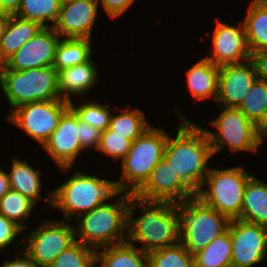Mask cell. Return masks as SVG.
I'll use <instances>...</instances> for the list:
<instances>
[{
	"mask_svg": "<svg viewBox=\"0 0 267 267\" xmlns=\"http://www.w3.org/2000/svg\"><path fill=\"white\" fill-rule=\"evenodd\" d=\"M62 1L22 0L14 15L25 20L38 22L43 27H52L57 21Z\"/></svg>",
	"mask_w": 267,
	"mask_h": 267,
	"instance_id": "cell-29",
	"label": "cell"
},
{
	"mask_svg": "<svg viewBox=\"0 0 267 267\" xmlns=\"http://www.w3.org/2000/svg\"><path fill=\"white\" fill-rule=\"evenodd\" d=\"M221 107L216 120L211 121L218 131L204 129L211 144L213 155L223 148L230 151H248L256 153L260 147V129L238 109Z\"/></svg>",
	"mask_w": 267,
	"mask_h": 267,
	"instance_id": "cell-9",
	"label": "cell"
},
{
	"mask_svg": "<svg viewBox=\"0 0 267 267\" xmlns=\"http://www.w3.org/2000/svg\"><path fill=\"white\" fill-rule=\"evenodd\" d=\"M250 54V60L255 66L257 79L267 82V50H260Z\"/></svg>",
	"mask_w": 267,
	"mask_h": 267,
	"instance_id": "cell-39",
	"label": "cell"
},
{
	"mask_svg": "<svg viewBox=\"0 0 267 267\" xmlns=\"http://www.w3.org/2000/svg\"><path fill=\"white\" fill-rule=\"evenodd\" d=\"M30 165L26 160H20L17 157L12 160L11 171L7 172L10 189L20 192L30 199L36 206L41 196V174Z\"/></svg>",
	"mask_w": 267,
	"mask_h": 267,
	"instance_id": "cell-24",
	"label": "cell"
},
{
	"mask_svg": "<svg viewBox=\"0 0 267 267\" xmlns=\"http://www.w3.org/2000/svg\"><path fill=\"white\" fill-rule=\"evenodd\" d=\"M179 242L194 255L228 231L231 219L206 205L196 195L177 203Z\"/></svg>",
	"mask_w": 267,
	"mask_h": 267,
	"instance_id": "cell-5",
	"label": "cell"
},
{
	"mask_svg": "<svg viewBox=\"0 0 267 267\" xmlns=\"http://www.w3.org/2000/svg\"><path fill=\"white\" fill-rule=\"evenodd\" d=\"M69 108L67 100L37 101L10 111L7 120L43 146Z\"/></svg>",
	"mask_w": 267,
	"mask_h": 267,
	"instance_id": "cell-11",
	"label": "cell"
},
{
	"mask_svg": "<svg viewBox=\"0 0 267 267\" xmlns=\"http://www.w3.org/2000/svg\"><path fill=\"white\" fill-rule=\"evenodd\" d=\"M132 142L133 141L123 138L119 134H116L107 128L101 133L97 150L118 162L120 159L122 161L123 158L128 154Z\"/></svg>",
	"mask_w": 267,
	"mask_h": 267,
	"instance_id": "cell-35",
	"label": "cell"
},
{
	"mask_svg": "<svg viewBox=\"0 0 267 267\" xmlns=\"http://www.w3.org/2000/svg\"><path fill=\"white\" fill-rule=\"evenodd\" d=\"M148 267H194V257L179 242L149 252Z\"/></svg>",
	"mask_w": 267,
	"mask_h": 267,
	"instance_id": "cell-33",
	"label": "cell"
},
{
	"mask_svg": "<svg viewBox=\"0 0 267 267\" xmlns=\"http://www.w3.org/2000/svg\"><path fill=\"white\" fill-rule=\"evenodd\" d=\"M80 120L69 108L61 117L58 126L42 146L63 172H68L84 152L79 141Z\"/></svg>",
	"mask_w": 267,
	"mask_h": 267,
	"instance_id": "cell-13",
	"label": "cell"
},
{
	"mask_svg": "<svg viewBox=\"0 0 267 267\" xmlns=\"http://www.w3.org/2000/svg\"><path fill=\"white\" fill-rule=\"evenodd\" d=\"M267 139V122L260 128V144Z\"/></svg>",
	"mask_w": 267,
	"mask_h": 267,
	"instance_id": "cell-44",
	"label": "cell"
},
{
	"mask_svg": "<svg viewBox=\"0 0 267 267\" xmlns=\"http://www.w3.org/2000/svg\"><path fill=\"white\" fill-rule=\"evenodd\" d=\"M22 0H0V12L7 15H14Z\"/></svg>",
	"mask_w": 267,
	"mask_h": 267,
	"instance_id": "cell-41",
	"label": "cell"
},
{
	"mask_svg": "<svg viewBox=\"0 0 267 267\" xmlns=\"http://www.w3.org/2000/svg\"><path fill=\"white\" fill-rule=\"evenodd\" d=\"M8 15L0 12V39L7 21Z\"/></svg>",
	"mask_w": 267,
	"mask_h": 267,
	"instance_id": "cell-43",
	"label": "cell"
},
{
	"mask_svg": "<svg viewBox=\"0 0 267 267\" xmlns=\"http://www.w3.org/2000/svg\"><path fill=\"white\" fill-rule=\"evenodd\" d=\"M238 109L260 129L267 122V82L256 79Z\"/></svg>",
	"mask_w": 267,
	"mask_h": 267,
	"instance_id": "cell-30",
	"label": "cell"
},
{
	"mask_svg": "<svg viewBox=\"0 0 267 267\" xmlns=\"http://www.w3.org/2000/svg\"><path fill=\"white\" fill-rule=\"evenodd\" d=\"M91 40L61 38L56 48L53 67L60 71L89 61L93 58Z\"/></svg>",
	"mask_w": 267,
	"mask_h": 267,
	"instance_id": "cell-26",
	"label": "cell"
},
{
	"mask_svg": "<svg viewBox=\"0 0 267 267\" xmlns=\"http://www.w3.org/2000/svg\"><path fill=\"white\" fill-rule=\"evenodd\" d=\"M82 101L83 102L78 103V105H75L72 100L69 101L70 108L78 116L79 120L102 132L109 128L113 110L112 107L107 104L104 105V103L102 104L101 101L89 102L84 99Z\"/></svg>",
	"mask_w": 267,
	"mask_h": 267,
	"instance_id": "cell-32",
	"label": "cell"
},
{
	"mask_svg": "<svg viewBox=\"0 0 267 267\" xmlns=\"http://www.w3.org/2000/svg\"><path fill=\"white\" fill-rule=\"evenodd\" d=\"M34 207L36 205L30 199L11 189L0 199V214L15 222L24 231L28 228L24 222L32 216Z\"/></svg>",
	"mask_w": 267,
	"mask_h": 267,
	"instance_id": "cell-31",
	"label": "cell"
},
{
	"mask_svg": "<svg viewBox=\"0 0 267 267\" xmlns=\"http://www.w3.org/2000/svg\"><path fill=\"white\" fill-rule=\"evenodd\" d=\"M220 67L207 58H201L186 71V82L194 100L204 101L218 96Z\"/></svg>",
	"mask_w": 267,
	"mask_h": 267,
	"instance_id": "cell-20",
	"label": "cell"
},
{
	"mask_svg": "<svg viewBox=\"0 0 267 267\" xmlns=\"http://www.w3.org/2000/svg\"><path fill=\"white\" fill-rule=\"evenodd\" d=\"M99 8L97 0H63L52 28L61 38L91 39Z\"/></svg>",
	"mask_w": 267,
	"mask_h": 267,
	"instance_id": "cell-16",
	"label": "cell"
},
{
	"mask_svg": "<svg viewBox=\"0 0 267 267\" xmlns=\"http://www.w3.org/2000/svg\"><path fill=\"white\" fill-rule=\"evenodd\" d=\"M123 192L117 180H107L76 169L62 185L48 191V199L44 198V201L48 200L49 207L62 211L63 220L70 222L73 216L76 219L97 206L111 203Z\"/></svg>",
	"mask_w": 267,
	"mask_h": 267,
	"instance_id": "cell-3",
	"label": "cell"
},
{
	"mask_svg": "<svg viewBox=\"0 0 267 267\" xmlns=\"http://www.w3.org/2000/svg\"><path fill=\"white\" fill-rule=\"evenodd\" d=\"M242 22L249 52L267 50V1L252 0Z\"/></svg>",
	"mask_w": 267,
	"mask_h": 267,
	"instance_id": "cell-25",
	"label": "cell"
},
{
	"mask_svg": "<svg viewBox=\"0 0 267 267\" xmlns=\"http://www.w3.org/2000/svg\"><path fill=\"white\" fill-rule=\"evenodd\" d=\"M66 220H43L22 236L23 250L41 267H49L57 256L75 241L74 224Z\"/></svg>",
	"mask_w": 267,
	"mask_h": 267,
	"instance_id": "cell-10",
	"label": "cell"
},
{
	"mask_svg": "<svg viewBox=\"0 0 267 267\" xmlns=\"http://www.w3.org/2000/svg\"><path fill=\"white\" fill-rule=\"evenodd\" d=\"M95 249L75 240L49 267H94Z\"/></svg>",
	"mask_w": 267,
	"mask_h": 267,
	"instance_id": "cell-34",
	"label": "cell"
},
{
	"mask_svg": "<svg viewBox=\"0 0 267 267\" xmlns=\"http://www.w3.org/2000/svg\"><path fill=\"white\" fill-rule=\"evenodd\" d=\"M232 267H253L267 260V227L231 219Z\"/></svg>",
	"mask_w": 267,
	"mask_h": 267,
	"instance_id": "cell-12",
	"label": "cell"
},
{
	"mask_svg": "<svg viewBox=\"0 0 267 267\" xmlns=\"http://www.w3.org/2000/svg\"><path fill=\"white\" fill-rule=\"evenodd\" d=\"M42 28L43 26L38 22L25 20L16 15H8L0 39V66Z\"/></svg>",
	"mask_w": 267,
	"mask_h": 267,
	"instance_id": "cell-21",
	"label": "cell"
},
{
	"mask_svg": "<svg viewBox=\"0 0 267 267\" xmlns=\"http://www.w3.org/2000/svg\"><path fill=\"white\" fill-rule=\"evenodd\" d=\"M0 87L11 111L27 103L64 100L58 90V71L53 66L15 71L3 64Z\"/></svg>",
	"mask_w": 267,
	"mask_h": 267,
	"instance_id": "cell-6",
	"label": "cell"
},
{
	"mask_svg": "<svg viewBox=\"0 0 267 267\" xmlns=\"http://www.w3.org/2000/svg\"><path fill=\"white\" fill-rule=\"evenodd\" d=\"M61 37L52 27H43L15 52L4 65L15 71L53 66Z\"/></svg>",
	"mask_w": 267,
	"mask_h": 267,
	"instance_id": "cell-17",
	"label": "cell"
},
{
	"mask_svg": "<svg viewBox=\"0 0 267 267\" xmlns=\"http://www.w3.org/2000/svg\"><path fill=\"white\" fill-rule=\"evenodd\" d=\"M251 177L243 166L210 167L196 196L229 219H237L241 214L245 185Z\"/></svg>",
	"mask_w": 267,
	"mask_h": 267,
	"instance_id": "cell-8",
	"label": "cell"
},
{
	"mask_svg": "<svg viewBox=\"0 0 267 267\" xmlns=\"http://www.w3.org/2000/svg\"><path fill=\"white\" fill-rule=\"evenodd\" d=\"M144 201L180 203L196 194L179 178L163 158L152 170L149 178L133 194Z\"/></svg>",
	"mask_w": 267,
	"mask_h": 267,
	"instance_id": "cell-14",
	"label": "cell"
},
{
	"mask_svg": "<svg viewBox=\"0 0 267 267\" xmlns=\"http://www.w3.org/2000/svg\"><path fill=\"white\" fill-rule=\"evenodd\" d=\"M169 133L150 126L136 138L121 161L119 185L124 192L134 194L149 178L154 167L163 159Z\"/></svg>",
	"mask_w": 267,
	"mask_h": 267,
	"instance_id": "cell-7",
	"label": "cell"
},
{
	"mask_svg": "<svg viewBox=\"0 0 267 267\" xmlns=\"http://www.w3.org/2000/svg\"><path fill=\"white\" fill-rule=\"evenodd\" d=\"M94 267H148V253L124 241L96 249Z\"/></svg>",
	"mask_w": 267,
	"mask_h": 267,
	"instance_id": "cell-22",
	"label": "cell"
},
{
	"mask_svg": "<svg viewBox=\"0 0 267 267\" xmlns=\"http://www.w3.org/2000/svg\"><path fill=\"white\" fill-rule=\"evenodd\" d=\"M237 219L267 227V183L255 176L248 180Z\"/></svg>",
	"mask_w": 267,
	"mask_h": 267,
	"instance_id": "cell-23",
	"label": "cell"
},
{
	"mask_svg": "<svg viewBox=\"0 0 267 267\" xmlns=\"http://www.w3.org/2000/svg\"><path fill=\"white\" fill-rule=\"evenodd\" d=\"M140 214L136 218V209ZM135 216V217H134ZM178 206L173 202L144 201L131 197L128 207L127 241L146 253L179 243Z\"/></svg>",
	"mask_w": 267,
	"mask_h": 267,
	"instance_id": "cell-2",
	"label": "cell"
},
{
	"mask_svg": "<svg viewBox=\"0 0 267 267\" xmlns=\"http://www.w3.org/2000/svg\"><path fill=\"white\" fill-rule=\"evenodd\" d=\"M132 196V193L123 192L114 202L104 203L76 218L75 240L95 250L127 241L128 207Z\"/></svg>",
	"mask_w": 267,
	"mask_h": 267,
	"instance_id": "cell-4",
	"label": "cell"
},
{
	"mask_svg": "<svg viewBox=\"0 0 267 267\" xmlns=\"http://www.w3.org/2000/svg\"><path fill=\"white\" fill-rule=\"evenodd\" d=\"M212 35V50L210 56H205L213 64L223 66L226 64H239L250 60L245 27L240 23L237 26L223 23L216 18Z\"/></svg>",
	"mask_w": 267,
	"mask_h": 267,
	"instance_id": "cell-15",
	"label": "cell"
},
{
	"mask_svg": "<svg viewBox=\"0 0 267 267\" xmlns=\"http://www.w3.org/2000/svg\"><path fill=\"white\" fill-rule=\"evenodd\" d=\"M97 2L113 20L122 16L136 0H97Z\"/></svg>",
	"mask_w": 267,
	"mask_h": 267,
	"instance_id": "cell-38",
	"label": "cell"
},
{
	"mask_svg": "<svg viewBox=\"0 0 267 267\" xmlns=\"http://www.w3.org/2000/svg\"><path fill=\"white\" fill-rule=\"evenodd\" d=\"M178 110L179 127L174 137L168 135L163 158L197 194L208 175L210 159L214 156L204 128L188 120L181 109Z\"/></svg>",
	"mask_w": 267,
	"mask_h": 267,
	"instance_id": "cell-1",
	"label": "cell"
},
{
	"mask_svg": "<svg viewBox=\"0 0 267 267\" xmlns=\"http://www.w3.org/2000/svg\"><path fill=\"white\" fill-rule=\"evenodd\" d=\"M256 79L255 66L251 60L220 66L215 103L222 107L238 108Z\"/></svg>",
	"mask_w": 267,
	"mask_h": 267,
	"instance_id": "cell-18",
	"label": "cell"
},
{
	"mask_svg": "<svg viewBox=\"0 0 267 267\" xmlns=\"http://www.w3.org/2000/svg\"><path fill=\"white\" fill-rule=\"evenodd\" d=\"M17 249L19 252L16 253L14 260L6 259L0 267H41L23 250V247L17 246Z\"/></svg>",
	"mask_w": 267,
	"mask_h": 267,
	"instance_id": "cell-40",
	"label": "cell"
},
{
	"mask_svg": "<svg viewBox=\"0 0 267 267\" xmlns=\"http://www.w3.org/2000/svg\"><path fill=\"white\" fill-rule=\"evenodd\" d=\"M193 257L194 267H232V244L229 231L215 238Z\"/></svg>",
	"mask_w": 267,
	"mask_h": 267,
	"instance_id": "cell-28",
	"label": "cell"
},
{
	"mask_svg": "<svg viewBox=\"0 0 267 267\" xmlns=\"http://www.w3.org/2000/svg\"><path fill=\"white\" fill-rule=\"evenodd\" d=\"M92 58L82 64L58 71V90L60 98L71 101L74 98L89 94L94 89L99 73Z\"/></svg>",
	"mask_w": 267,
	"mask_h": 267,
	"instance_id": "cell-19",
	"label": "cell"
},
{
	"mask_svg": "<svg viewBox=\"0 0 267 267\" xmlns=\"http://www.w3.org/2000/svg\"><path fill=\"white\" fill-rule=\"evenodd\" d=\"M102 131L96 129L93 126L85 124L80 120V137L79 141L81 148L85 150H91L92 148L97 150L101 138Z\"/></svg>",
	"mask_w": 267,
	"mask_h": 267,
	"instance_id": "cell-37",
	"label": "cell"
},
{
	"mask_svg": "<svg viewBox=\"0 0 267 267\" xmlns=\"http://www.w3.org/2000/svg\"><path fill=\"white\" fill-rule=\"evenodd\" d=\"M117 113L112 112L109 129L123 138L134 141L151 126L139 108H119Z\"/></svg>",
	"mask_w": 267,
	"mask_h": 267,
	"instance_id": "cell-27",
	"label": "cell"
},
{
	"mask_svg": "<svg viewBox=\"0 0 267 267\" xmlns=\"http://www.w3.org/2000/svg\"><path fill=\"white\" fill-rule=\"evenodd\" d=\"M10 190L8 174L0 169V199Z\"/></svg>",
	"mask_w": 267,
	"mask_h": 267,
	"instance_id": "cell-42",
	"label": "cell"
},
{
	"mask_svg": "<svg viewBox=\"0 0 267 267\" xmlns=\"http://www.w3.org/2000/svg\"><path fill=\"white\" fill-rule=\"evenodd\" d=\"M21 232L20 226L0 214V251L11 246Z\"/></svg>",
	"mask_w": 267,
	"mask_h": 267,
	"instance_id": "cell-36",
	"label": "cell"
}]
</instances>
